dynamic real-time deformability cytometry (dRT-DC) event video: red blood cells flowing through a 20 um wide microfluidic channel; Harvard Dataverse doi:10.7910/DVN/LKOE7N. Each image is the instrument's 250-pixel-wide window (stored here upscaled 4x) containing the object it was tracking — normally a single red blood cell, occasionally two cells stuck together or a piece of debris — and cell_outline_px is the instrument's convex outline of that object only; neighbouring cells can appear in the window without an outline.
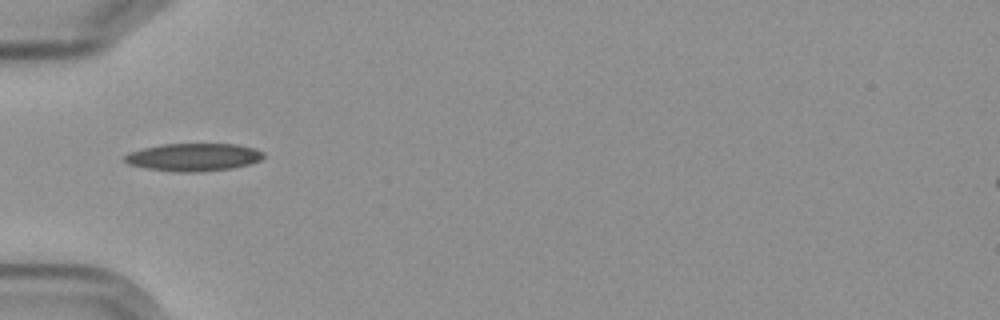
{"species": "Egyptian fruit bat (a non-hibernating species)", "species_latin": "Rousettus aegyptiacus", "temperature_condition": "cold", "stored_images_in_passage": 6, "camera_frame_rate_fps": 3000, "um_per_image_px": 0.085, "frame": {"image": 1, "passage_image": 1, "time_ms": 0.0, "image_size_px": [1000, 320], "cell_outline_px": [[264, 156], [260, 160], [248, 164], [232, 168], [200, 172], [176, 172], [148, 168], [128, 164], [124, 160], [124, 156], [132, 152], [144, 148], [164, 144], [236, 144], [252, 148], [264, 152]], "centroid_in_image_um": [16.46, 13.36], "position_along_channel_um": 68.5, "area_um2": 22.2}}
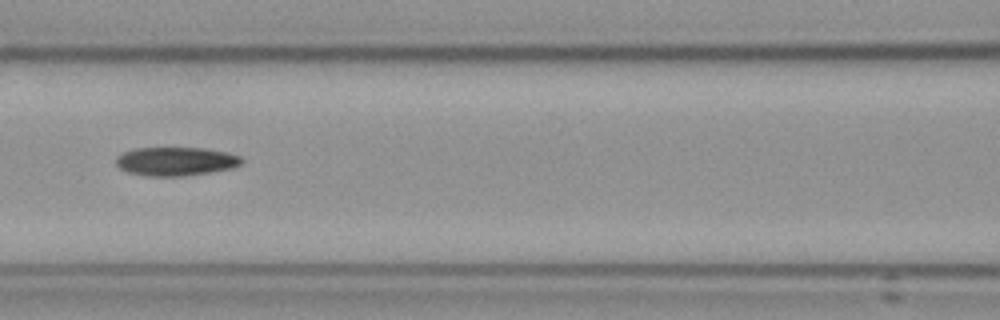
{"frame": {"image": 2, "passage_image": 3, "time_ms": 2.333, "image_size_px": [1000, 320], "cell_outline_px": [[244, 160], [240, 164], [232, 168], [208, 172], [180, 176], [152, 176], [128, 172], [120, 168], [116, 164], [116, 156], [124, 152], [136, 148], [204, 148], [224, 152], [240, 156]], "centroid_in_image_um": [14.93, 13.71], "position_along_channel_um": 151.7, "area_um2": 20.69}}
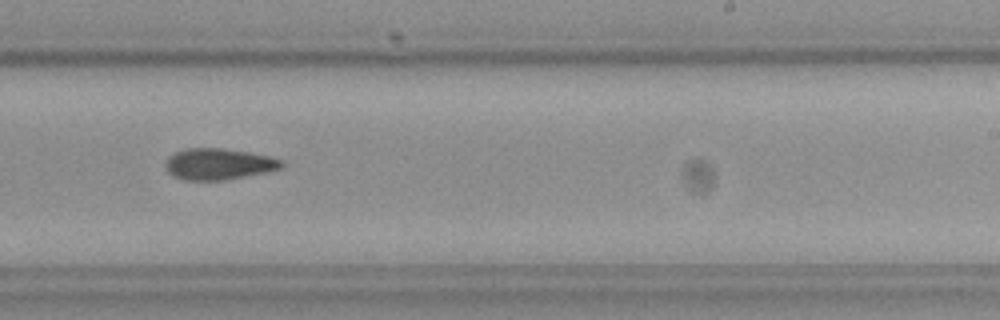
{"frame": {"image": 3, "passage_image": 6, "time_ms": 5.667, "image_size_px": [1000, 320], "cell_outline_px": [[284, 164], [280, 168], [264, 172], [220, 180], [184, 180], [172, 176], [168, 172], [168, 160], [176, 152], [184, 148], [224, 148], [248, 152], [268, 156], [284, 160]], "centroid_in_image_um": [18.6, 13.93], "position_along_channel_um": 270.4, "area_um2": 20.69}}